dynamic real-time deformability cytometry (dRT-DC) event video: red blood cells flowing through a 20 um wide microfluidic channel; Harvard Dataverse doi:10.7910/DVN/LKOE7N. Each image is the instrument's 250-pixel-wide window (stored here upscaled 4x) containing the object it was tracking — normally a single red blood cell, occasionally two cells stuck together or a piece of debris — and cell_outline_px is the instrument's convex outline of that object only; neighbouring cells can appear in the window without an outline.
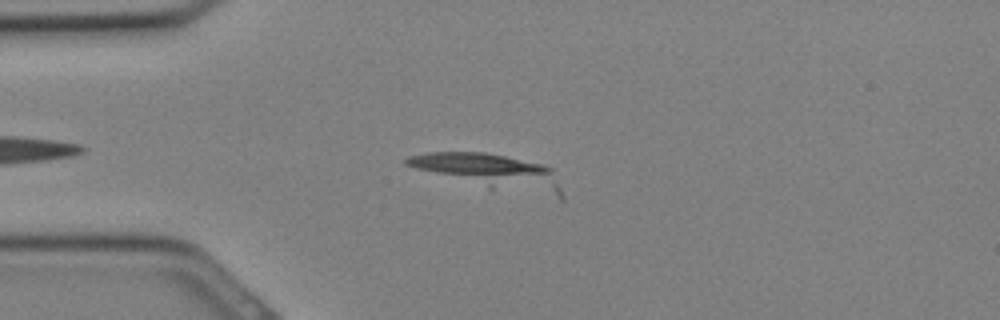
{"species": "Egyptian fruit bat (a non-hibernating species)", "species_latin": "Rousettus aegyptiacus", "temperature_condition": "cold", "stored_images_in_passage": 7, "camera_frame_rate_fps": 3000, "um_per_image_px": 0.085, "animal": {"sex": "female"}, "frame": {"image": 1, "passage_image": 5, "time_ms": 1.333, "image_size_px": [1000, 320], "cell_outline_px": [[564, 200], [560, 200], [488, 188], [416, 168], [404, 164], [404, 160], [408, 156], [428, 152], [484, 152], [504, 156], [540, 164], [552, 168], [564, 196]], "centroid_in_image_um": [41.77, 14.62], "position_along_channel_um": 43.2, "area_um2": 31.33}}